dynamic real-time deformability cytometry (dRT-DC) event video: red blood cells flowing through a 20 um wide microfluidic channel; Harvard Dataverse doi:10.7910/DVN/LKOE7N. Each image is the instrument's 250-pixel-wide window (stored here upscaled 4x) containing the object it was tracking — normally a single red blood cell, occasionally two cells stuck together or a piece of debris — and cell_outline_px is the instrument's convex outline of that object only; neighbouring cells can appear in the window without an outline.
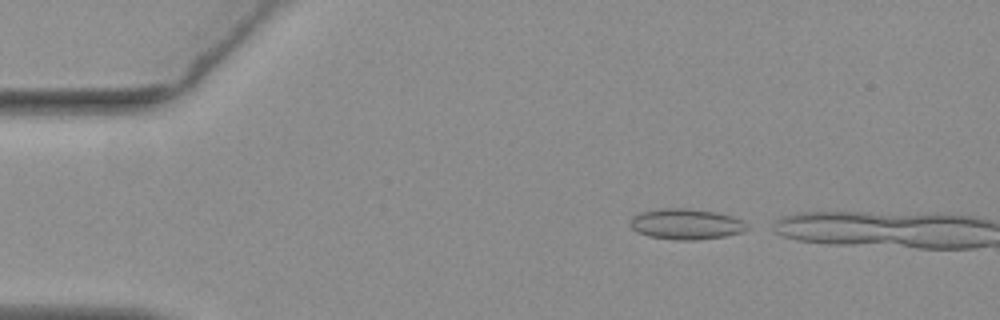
{"species": "common noctule bat (a hibernating species)", "species_latin": "Nyctalus noctula", "temperature_condition": "warm", "stored_images_in_passage": 6, "camera_frame_rate_fps": 3000, "um_per_image_px": 0.085, "animal": {"sex": "female", "body_mass_g": 19.3, "forearm_length_mm": 54.1}, "frame": {"image": 1, "passage_image": 2, "time_ms": 0.333, "image_size_px": [1000, 320], "cell_outline_px": [[748, 228], [740, 232], [724, 236], [692, 240], [680, 240], [648, 236], [636, 232], [632, 228], [632, 216], [640, 212], [660, 208], [688, 208], [716, 212], [732, 216], [740, 220]], "centroid_in_image_um": [58.27, 19.03], "position_along_channel_um": 26.7, "area_um2": 20.58}}